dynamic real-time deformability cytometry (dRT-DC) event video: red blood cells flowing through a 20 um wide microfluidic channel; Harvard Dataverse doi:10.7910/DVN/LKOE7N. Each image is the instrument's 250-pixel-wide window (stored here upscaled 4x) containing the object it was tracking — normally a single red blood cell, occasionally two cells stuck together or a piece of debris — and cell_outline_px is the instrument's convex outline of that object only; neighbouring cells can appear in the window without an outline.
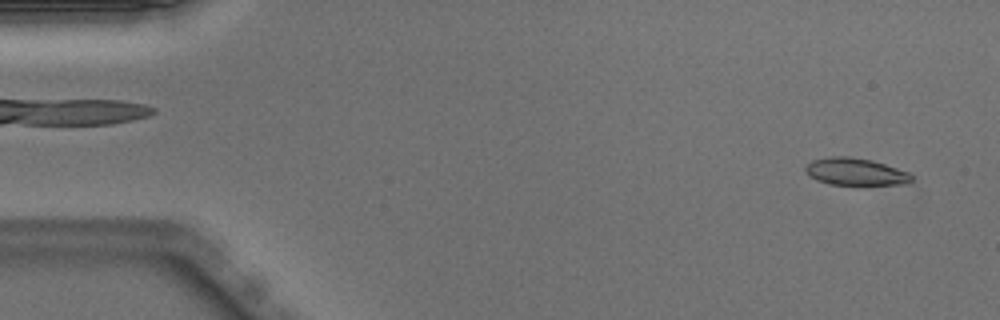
{"species": "Egyptian fruit bat (a non-hibernating species)", "species_latin": "Rousettus aegyptiacus", "temperature_condition": "warm", "stored_images_in_passage": 50, "camera_frame_rate_fps": 3000, "um_per_image_px": 0.085, "animal": {"sex": "male"}, "frame": {"image": 1, "passage_image": 2, "time_ms": 0.333, "image_size_px": [1000, 320], "cell_outline_px": [[912, 180], [904, 184], [832, 184], [816, 180], [808, 176], [804, 172], [804, 168], [812, 160], [832, 156], [848, 156], [872, 160], [908, 172], [912, 176]], "centroid_in_image_um": [72.66, 14.58], "position_along_channel_um": 12.3, "area_um2": 16.65}}
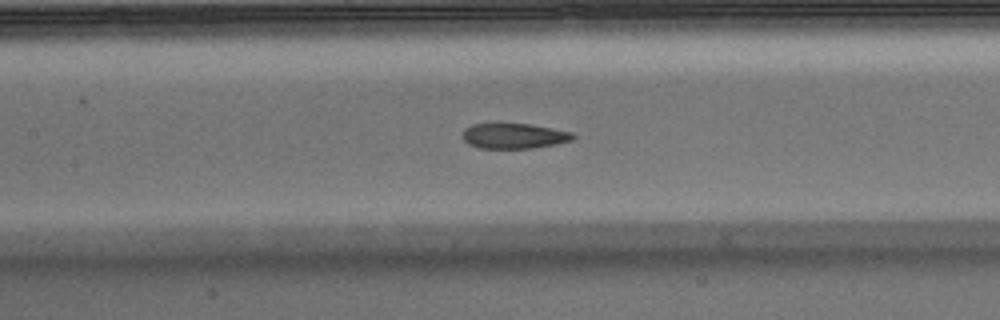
{"frame": {"image": 2, "passage_image": 22, "time_ms": 7.0, "image_size_px": [1000, 320], "cell_outline_px": [[576, 136], [572, 140], [556, 144], [532, 148], [480, 148], [468, 144], [460, 136], [464, 128], [472, 124], [532, 124], [572, 132]], "centroid_in_image_um": [43.67, 11.55], "position_along_channel_um": 163.7, "area_um2": 16.36}}
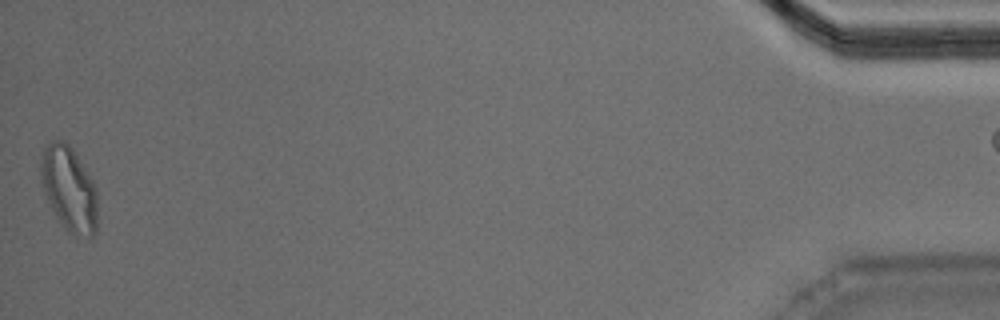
{"frame": {"image": 3, "passage_image": 49, "time_ms": 16.0, "image_size_px": [1000, 320], "cell_outline_px": [[96, 232], [92, 236], [88, 236], [68, 232], [56, 216], [44, 192], [40, 172], [40, 164], [44, 148], [52, 140], [64, 140], [72, 148], [92, 180], [96, 188]], "centroid_in_image_um": [5.86, 16.02], "position_along_channel_um": 429.3, "area_um2": 27.46}}